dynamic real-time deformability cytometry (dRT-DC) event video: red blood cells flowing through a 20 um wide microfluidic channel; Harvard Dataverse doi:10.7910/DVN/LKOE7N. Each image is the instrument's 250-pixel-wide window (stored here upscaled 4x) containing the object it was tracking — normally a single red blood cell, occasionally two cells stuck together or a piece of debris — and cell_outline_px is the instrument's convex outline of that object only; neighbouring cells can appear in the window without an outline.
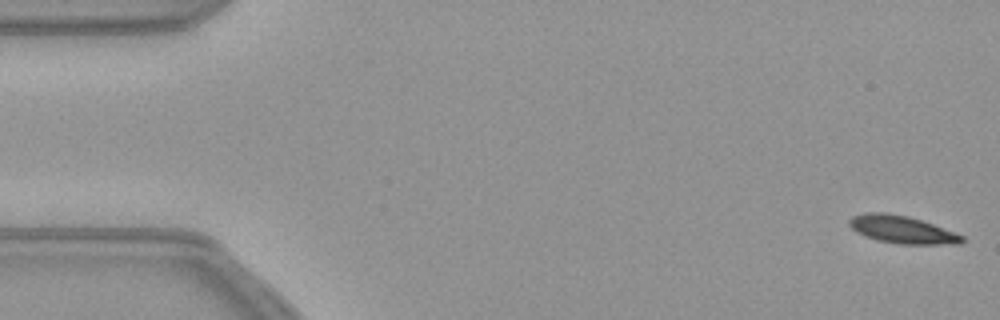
{"species": "common noctule bat (a hibernating species)", "species_latin": "Nyctalus noctula", "temperature_condition": "warm", "stored_images_in_passage": 54, "camera_frame_rate_fps": 3000, "um_per_image_px": 0.085, "animal": {"sex": "female", "body_mass_g": 21.9}, "frame": {"image": 1, "passage_image": 1, "time_ms": 0.0, "image_size_px": [1000, 320], "cell_outline_px": [[964, 240], [960, 244], [900, 244], [876, 240], [864, 236], [856, 232], [848, 224], [848, 220], [852, 216], [864, 212], [884, 212], [908, 216], [932, 224], [964, 236]], "centroid_in_image_um": [76.62, 19.51], "position_along_channel_um": 8.4, "area_um2": 18.15}}
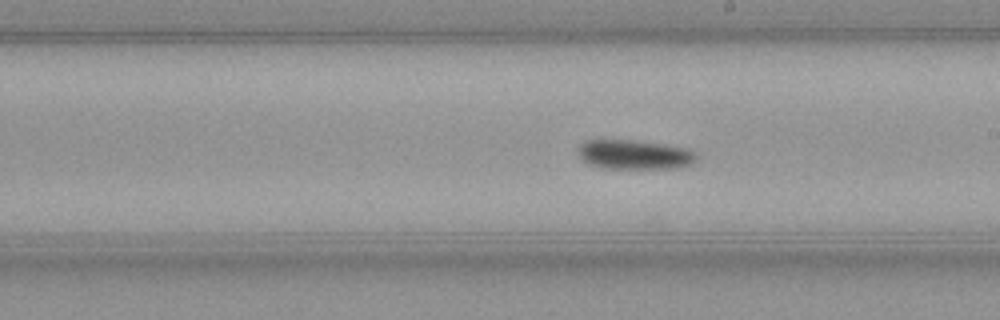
{"frame": {"image": 2, "passage_image": 30, "time_ms": 9.667, "image_size_px": [1000, 320], "cell_outline_px": [[696, 160], [680, 168], [600, 168], [588, 164], [580, 160], [576, 148], [584, 140], [636, 140], [664, 144], [688, 148], [696, 152]], "centroid_in_image_um": [53.87, 13.13], "position_along_channel_um": 235.1, "area_um2": 20.63}}
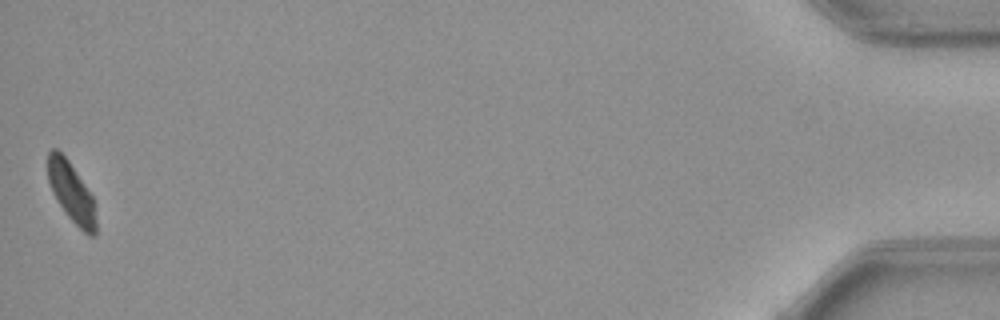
{"frame": {"image": 3, "passage_image": 54, "time_ms": 17.667, "image_size_px": [1000, 320], "cell_outline_px": [[96, 236], [88, 236], [68, 216], [56, 200], [52, 192], [48, 180], [48, 152], [52, 148], [56, 148], [68, 160], [92, 196], [96, 204]], "centroid_in_image_um": [6.08, 16.38], "position_along_channel_um": 429.1, "area_um2": 16.76}}